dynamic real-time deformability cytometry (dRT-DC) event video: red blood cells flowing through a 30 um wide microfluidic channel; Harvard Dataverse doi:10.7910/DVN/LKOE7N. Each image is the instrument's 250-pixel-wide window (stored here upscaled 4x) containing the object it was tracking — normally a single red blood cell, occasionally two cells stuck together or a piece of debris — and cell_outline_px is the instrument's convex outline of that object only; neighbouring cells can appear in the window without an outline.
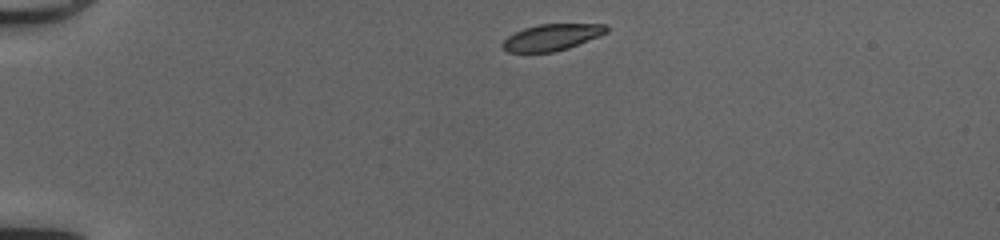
{"species": "common noctule bat (a hibernating species)", "species_latin": "Nyctalus noctula", "temperature_condition": "cold", "stored_images_in_passage": 40, "camera_frame_rate_fps": 3000, "um_per_image_px": 0.085, "animal": {"sex": "female", "body_mass_g": 20.0, "forearm_length_mm": 54.0}, "frame": {"image": 1, "passage_image": 1, "time_ms": 0.0, "image_size_px": [1000, 240], "cell_outline_px": [[608, 32], [600, 36], [568, 48], [552, 52], [508, 52], [500, 48], [500, 44], [508, 36], [524, 28], [540, 24], [604, 24], [608, 28]], "centroid_in_image_um": [46.88, 3.17], "position_along_channel_um": 38.1, "area_um2": 16.01}}
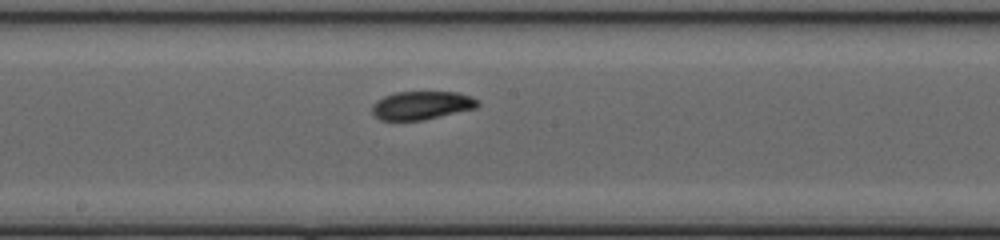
{"frame": {"image": 2, "passage_image": 18, "time_ms": 5.667, "image_size_px": [1000, 240], "cell_outline_px": [[480, 104], [476, 108], [424, 120], [380, 120], [372, 112], [372, 104], [376, 100], [384, 96], [396, 92], [456, 92], [472, 96], [480, 100]], "centroid_in_image_um": [35.86, 8.95], "position_along_channel_um": 212.3, "area_um2": 17.57}}
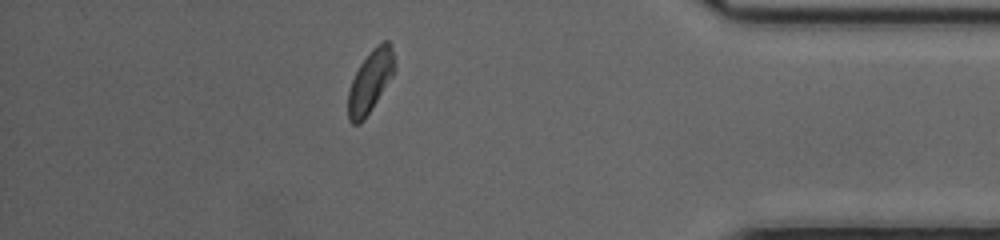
{"frame": {"image": 3, "passage_image": 34, "time_ms": 11.0, "image_size_px": [1000, 240], "cell_outline_px": [[396, 68], [392, 76], [364, 120], [360, 124], [352, 124], [348, 120], [348, 92], [352, 80], [360, 64], [372, 48], [376, 44], [384, 40], [388, 40], [392, 48]], "centroid_in_image_um": [31.47, 6.9], "position_along_channel_um": 403.7, "area_um2": 16.76}, "authors_computed_cell_mechanics": {"area_um2": 17.5423, "velocity_mm_per_s": 4.1439, "shape_relaxation_time_tau1_ms": 3.1445, "shape_relaxation_time_tau2_ms": 2.2231, "deformation_change_tau1": 0.0921, "deformation_change_tau2": 0.0603}}